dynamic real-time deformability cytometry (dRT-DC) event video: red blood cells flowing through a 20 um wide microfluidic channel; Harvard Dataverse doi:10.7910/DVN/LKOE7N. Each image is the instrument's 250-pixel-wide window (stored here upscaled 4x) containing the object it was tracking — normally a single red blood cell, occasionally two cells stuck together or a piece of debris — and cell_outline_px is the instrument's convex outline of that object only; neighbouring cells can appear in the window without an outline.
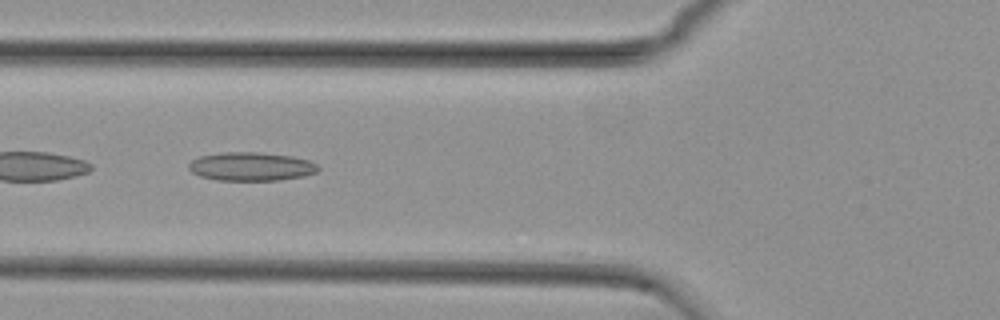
{"species": "common noctule bat (a hibernating species)", "species_latin": "Nyctalus noctula", "temperature_condition": "cold", "stored_images_in_passage": 37, "camera_frame_rate_fps": 3000, "um_per_image_px": 0.085, "animal": {"sex": "female", "body_mass_g": 29.2, "forearm_length_mm": 56.3}, "frame": {"image": 1, "passage_image": 3, "time_ms": 0.667, "image_size_px": [1000, 320], "cell_outline_px": [[320, 168], [316, 172], [304, 176], [280, 180], [216, 180], [200, 176], [192, 172], [188, 168], [188, 164], [192, 160], [200, 156], [220, 152], [256, 152], [292, 156], [308, 160], [316, 164]], "centroid_in_image_um": [21.33, 14.15], "position_along_channel_um": 104.5, "area_um2": 21.56}}
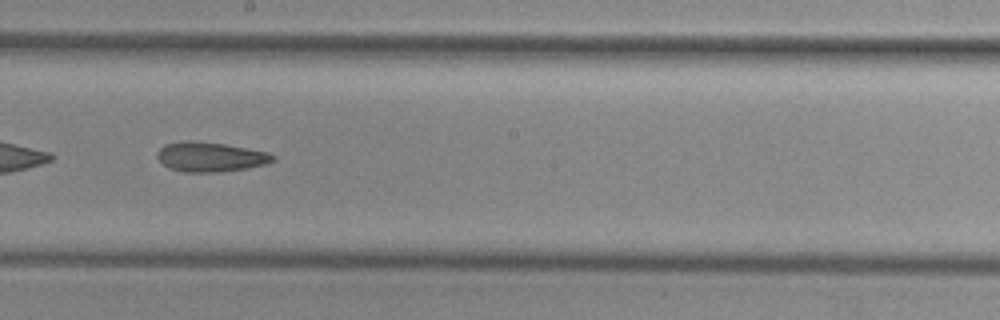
{"frame": {"image": 2, "passage_image": 13, "time_ms": 4.0, "image_size_px": [1000, 320], "cell_outline_px": [[276, 160], [268, 164], [248, 168], [220, 172], [184, 172], [168, 168], [156, 156], [156, 152], [164, 144], [184, 140], [192, 140], [224, 144], [268, 152], [276, 156]], "centroid_in_image_um": [17.89, 13.33], "position_along_channel_um": 230.3, "area_um2": 20.23}}